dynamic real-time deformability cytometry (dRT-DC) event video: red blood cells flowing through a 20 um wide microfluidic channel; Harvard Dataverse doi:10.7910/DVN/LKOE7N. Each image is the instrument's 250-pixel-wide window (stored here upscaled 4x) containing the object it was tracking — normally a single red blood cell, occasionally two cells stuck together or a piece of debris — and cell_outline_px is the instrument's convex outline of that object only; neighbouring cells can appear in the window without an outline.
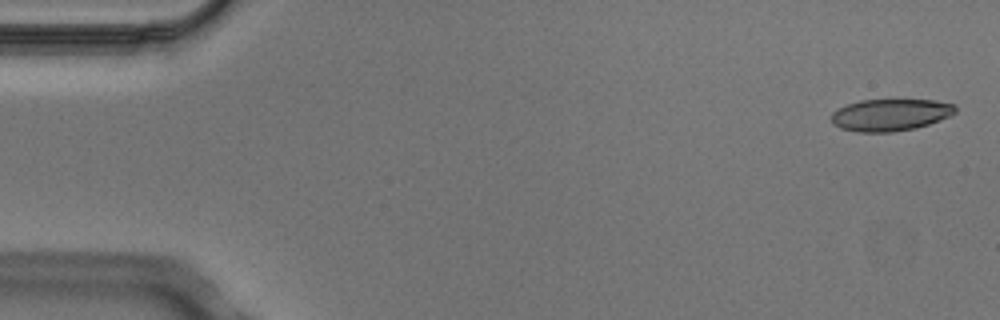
{"species": "Egyptian fruit bat (a non-hibernating species)", "species_latin": "Rousettus aegyptiacus", "temperature_condition": "cold", "stored_images_in_passage": 5, "camera_frame_rate_fps": 3000, "um_per_image_px": 0.085, "animal": {"sex": "male"}, "frame": {"image": 1, "passage_image": 1, "time_ms": 0.0, "image_size_px": [1000, 320], "cell_outline_px": [[956, 112], [940, 120], [916, 128], [892, 132], [856, 132], [840, 128], [832, 124], [832, 112], [836, 108], [860, 100], [936, 100], [956, 104]], "centroid_in_image_um": [75.67, 9.76], "position_along_channel_um": 9.3, "area_um2": 23.24}}
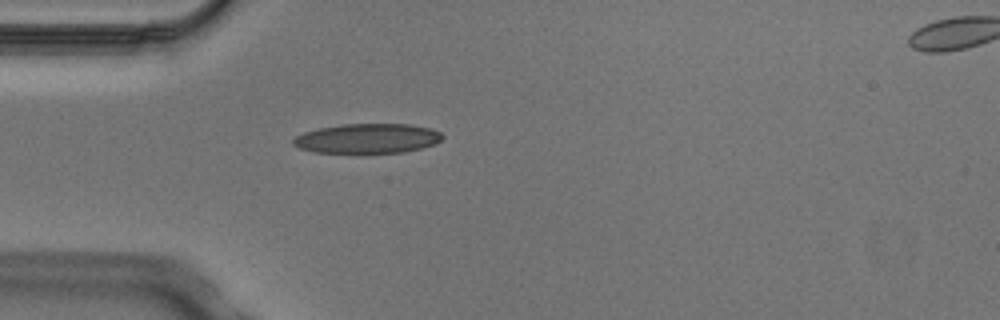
{"frame": {"image": 2, "passage_image": 4, "time_ms": 1.0, "image_size_px": [1000, 320], "cell_outline_px": [[444, 136], [440, 140], [432, 144], [420, 148], [404, 152], [356, 156], [316, 152], [300, 148], [292, 144], [292, 140], [296, 136], [304, 132], [320, 128], [344, 124], [408, 124], [432, 128], [440, 132]], "centroid_in_image_um": [31.2, 11.82], "position_along_channel_um": 53.8, "area_um2": 26.7}}